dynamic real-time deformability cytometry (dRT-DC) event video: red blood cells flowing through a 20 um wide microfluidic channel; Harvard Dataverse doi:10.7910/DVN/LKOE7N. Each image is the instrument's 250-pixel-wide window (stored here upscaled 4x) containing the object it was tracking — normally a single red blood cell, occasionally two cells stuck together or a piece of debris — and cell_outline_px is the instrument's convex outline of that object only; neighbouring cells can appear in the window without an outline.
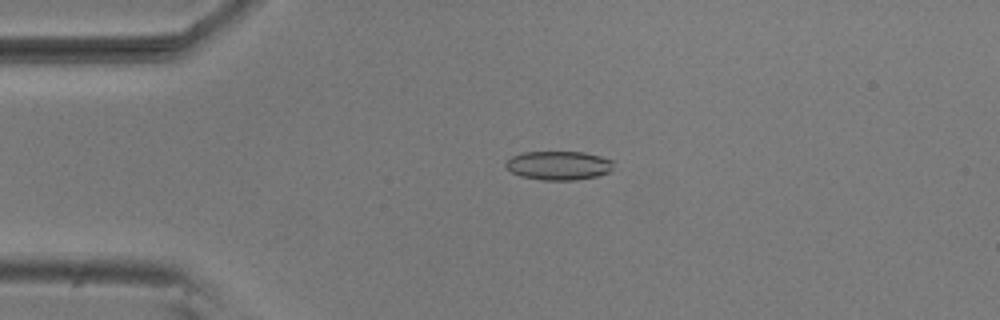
{"species": "common noctule bat (a hibernating species)", "species_latin": "Nyctalus noctula", "temperature_condition": "room temperature", "stored_images_in_passage": 54, "camera_frame_rate_fps": 3000, "um_per_image_px": 0.085, "animal": {"sex": "male", "body_mass_g": 20.5, "forearm_length_mm": 52.5}, "frame": {"image": 1, "passage_image": 12, "time_ms": 3.667, "image_size_px": [1000, 320], "cell_outline_px": [[612, 168], [608, 172], [596, 176], [576, 180], [540, 180], [520, 176], [512, 172], [504, 164], [512, 156], [524, 152], [584, 152], [600, 156], [612, 160]], "centroid_in_image_um": [47.47, 14.07], "position_along_channel_um": 37.5, "area_um2": 18.03}}
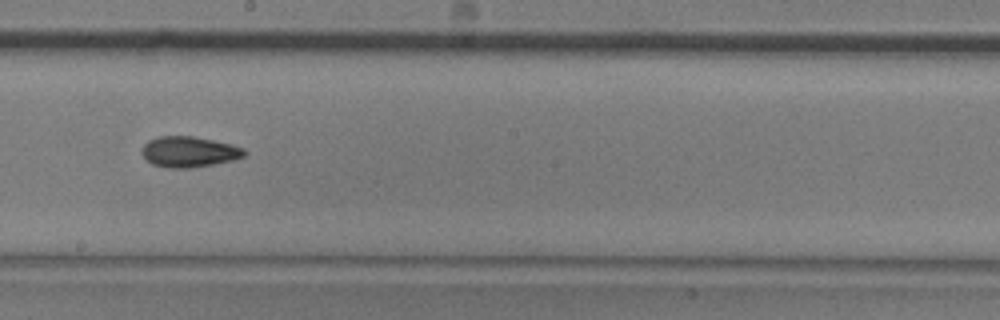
{"frame": {"image": 2, "passage_image": 30, "time_ms": 9.667, "image_size_px": [1000, 320], "cell_outline_px": [[244, 156], [232, 160], [212, 164], [188, 168], [172, 168], [152, 164], [140, 152], [140, 148], [148, 140], [156, 136], [192, 136], [232, 144], [244, 148]], "centroid_in_image_um": [16.02, 12.89], "position_along_channel_um": 232.2, "area_um2": 18.21}}
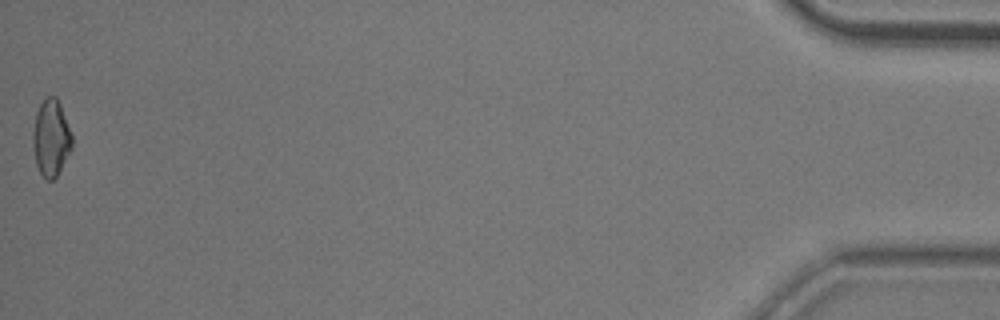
{"frame": {"image": 3, "passage_image": 54, "time_ms": 17.667, "image_size_px": [1000, 320], "cell_outline_px": [[72, 148], [56, 176], [52, 180], [48, 180], [40, 172], [36, 164], [32, 148], [32, 132], [36, 112], [40, 104], [48, 96], [56, 96], [60, 104], [72, 136]], "centroid_in_image_um": [4.31, 11.71], "position_along_channel_um": 430.9, "area_um2": 17.34}, "authors_computed_cell_mechanics": {"area_um2": 17.7446, "velocity_mm_per_s": 3.7259, "shape_relaxation_time_tau1_ms": 6.356, "shape_relaxation_time_tau2_ms": 2.7329, "deformation_change_tau1": 0.1561, "deformation_change_tau2": 0.083}}